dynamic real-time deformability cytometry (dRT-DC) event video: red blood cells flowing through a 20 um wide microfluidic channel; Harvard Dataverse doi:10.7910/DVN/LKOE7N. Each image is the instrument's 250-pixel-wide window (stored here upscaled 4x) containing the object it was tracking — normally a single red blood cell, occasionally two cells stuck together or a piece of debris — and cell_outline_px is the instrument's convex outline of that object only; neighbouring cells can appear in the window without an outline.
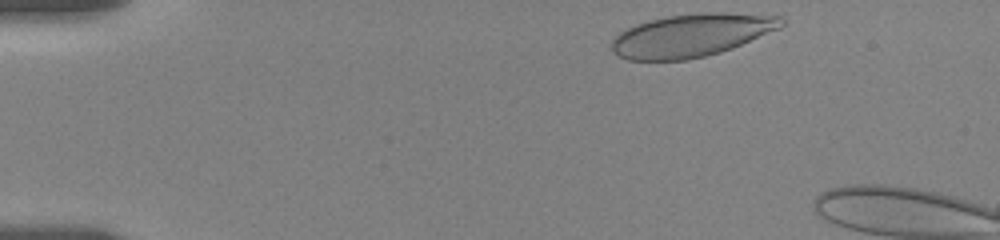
{"species": "human", "species_latin": "Homo sapiens", "temperature_condition": "room temperature", "stored_images_in_passage": 5, "camera_frame_rate_fps": 3000, "um_per_image_px": 0.085, "donor": {"sex": "female"}, "frame": {"image": 1, "passage_image": 1, "time_ms": 0.0, "image_size_px": [1000, 240], "cell_outline_px": [[784, 24], [780, 28], [732, 48], [720, 52], [688, 60], [628, 60], [612, 52], [612, 40], [620, 32], [636, 24], [648, 20], [668, 16], [700, 12], [724, 12], [780, 16], [784, 20]], "centroid_in_image_um": [58.77, 2.99], "position_along_channel_um": 26.2, "area_um2": 42.37}}